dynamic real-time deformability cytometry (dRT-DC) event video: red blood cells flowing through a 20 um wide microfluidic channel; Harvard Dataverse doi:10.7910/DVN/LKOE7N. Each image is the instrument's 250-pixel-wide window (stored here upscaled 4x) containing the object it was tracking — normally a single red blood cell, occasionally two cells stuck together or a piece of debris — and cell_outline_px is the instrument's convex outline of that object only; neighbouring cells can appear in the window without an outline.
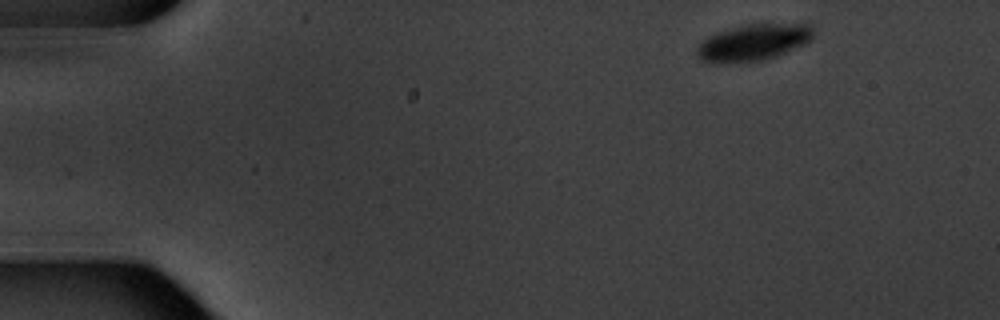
{"species": "common noctule bat (a hibernating species)", "species_latin": "Nyctalus noctula", "temperature_condition": "warm", "stored_images_in_passage": 4, "camera_frame_rate_fps": 3000, "um_per_image_px": 0.085, "animal": {"sex": "male", "body_mass_g": 20.1, "forearm_length_mm": 53.5}, "frame": {"image": 1, "passage_image": 1, "time_ms": 0.0, "image_size_px": [1000, 320], "cell_outline_px": [[812, 36], [804, 44], [776, 56], [760, 60], [700, 60], [696, 56], [696, 48], [708, 36], [732, 28], [748, 24], [804, 20], [812, 24]], "centroid_in_image_um": [64.18, 3.5], "position_along_channel_um": 20.8, "area_um2": 24.45}}
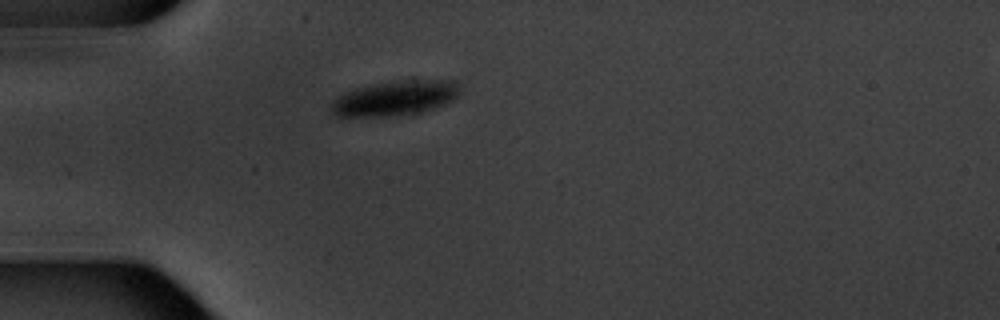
{"frame": {"image": 2, "passage_image": 4, "time_ms": 3.333, "image_size_px": [1000, 320], "cell_outline_px": [[460, 92], [452, 100], [436, 108], [416, 116], [336, 116], [332, 112], [328, 104], [332, 100], [344, 92], [368, 84], [412, 76], [416, 76], [456, 80], [460, 84]], "centroid_in_image_um": [33.67, 8.29], "position_along_channel_um": 51.3, "area_um2": 28.15}}